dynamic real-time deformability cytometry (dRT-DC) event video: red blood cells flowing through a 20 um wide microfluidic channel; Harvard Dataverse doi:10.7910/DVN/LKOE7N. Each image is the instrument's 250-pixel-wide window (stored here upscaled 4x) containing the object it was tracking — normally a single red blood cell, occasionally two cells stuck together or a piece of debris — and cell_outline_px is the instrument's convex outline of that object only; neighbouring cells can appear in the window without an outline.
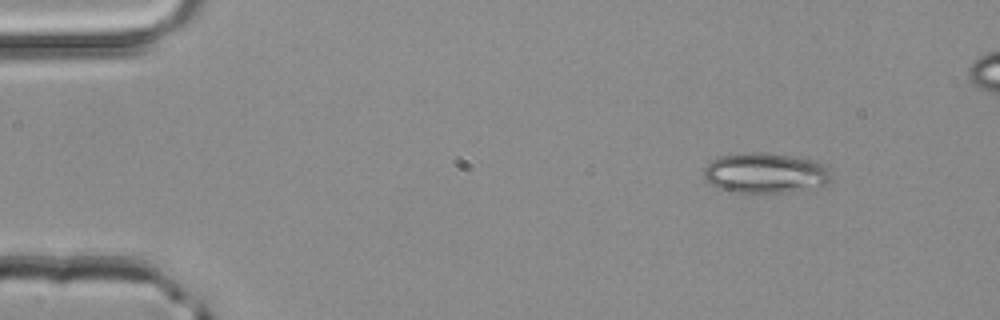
{"species": "common noctule bat (a hibernating species)", "species_latin": "Nyctalus noctula", "temperature_condition": "room temperature", "stored_images_in_passage": 4, "camera_frame_rate_fps": 3000, "um_per_image_px": 0.085, "animal": {"sex": "male", "body_mass_g": 20.4}, "frame": {"image": 1, "passage_image": 1, "time_ms": 0.0, "image_size_px": [1000, 320], "cell_outline_px": [[832, 180], [824, 184], [792, 192], [732, 192], [720, 188], [712, 184], [704, 176], [704, 168], [712, 160], [720, 156], [752, 152], [760, 152], [792, 156], [824, 164], [828, 168], [832, 176]], "centroid_in_image_um": [65.06, 14.7], "position_along_channel_um": 19.9, "area_um2": 29.48}}